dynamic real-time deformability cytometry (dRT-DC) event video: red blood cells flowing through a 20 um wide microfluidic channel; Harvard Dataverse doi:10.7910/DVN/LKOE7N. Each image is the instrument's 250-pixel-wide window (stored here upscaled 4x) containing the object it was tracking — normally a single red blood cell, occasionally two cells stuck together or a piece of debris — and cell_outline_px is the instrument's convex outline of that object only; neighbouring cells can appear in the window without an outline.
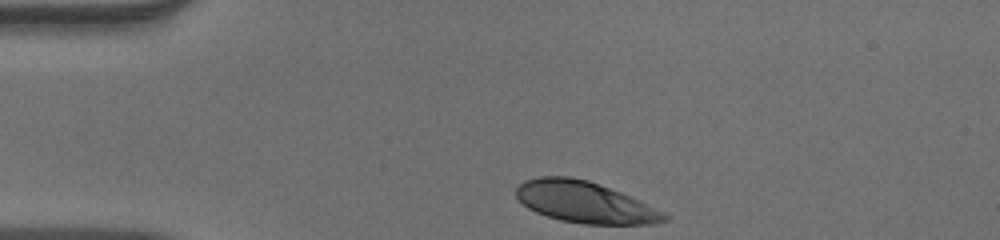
{"species": "human", "species_latin": "Homo sapiens", "temperature_condition": "warm", "stored_images_in_passage": 34, "camera_frame_rate_fps": 3000, "um_per_image_px": 0.085, "donor": {"sex": "male"}, "frame": {"image": 1, "passage_image": 1, "time_ms": 0.0, "image_size_px": [1000, 240], "cell_outline_px": [[668, 220], [652, 224], [584, 224], [560, 220], [536, 212], [528, 208], [516, 196], [516, 188], [524, 180], [540, 176], [568, 176], [588, 180], [620, 192], [668, 216]], "centroid_in_image_um": [49.63, 17.18], "position_along_channel_um": 35.4, "area_um2": 35.03}}
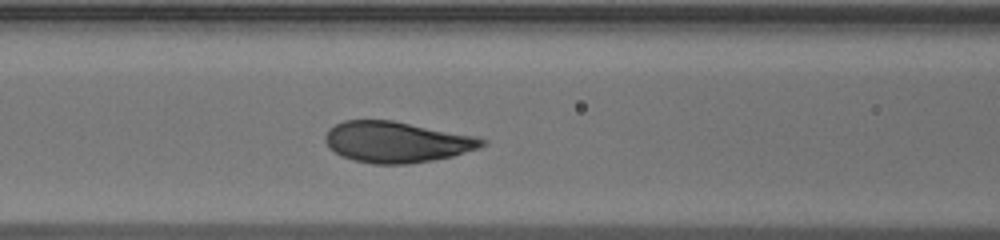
{"frame": {"image": 2, "passage_image": 12, "time_ms": 3.667, "image_size_px": [1000, 240], "cell_outline_px": [[488, 144], [480, 148], [452, 156], [432, 160], [408, 164], [372, 164], [356, 160], [344, 156], [328, 148], [324, 140], [324, 136], [328, 128], [344, 120], [392, 120], [472, 136], [488, 140]], "centroid_in_image_um": [33.69, 12.07], "position_along_channel_um": 132.9, "area_um2": 37.22}}
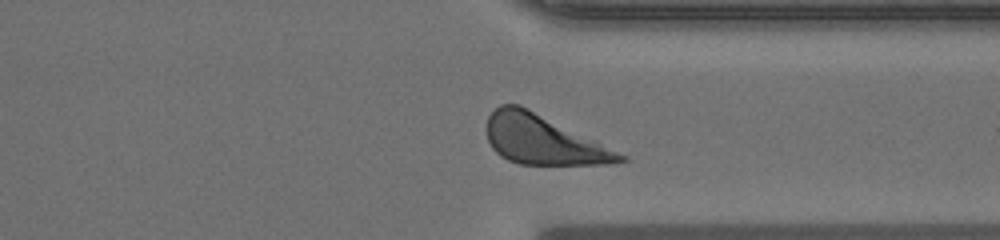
{"frame": {"image": 3, "passage_image": 30, "time_ms": 9.667, "image_size_px": [1000, 240], "cell_outline_px": [[628, 160], [608, 164], [520, 164], [508, 160], [500, 156], [492, 148], [488, 140], [488, 116], [500, 104], [520, 104], [596, 140], [628, 156]], "centroid_in_image_um": [46.18, 11.88], "position_along_channel_um": 365.2, "area_um2": 38.03}, "authors_computed_cell_mechanics": {"area_um2": 37.7723, "velocity_mm_per_s": 3.8766, "shape_relaxation_time_tau1_ms": 2.4943, "shape_relaxation_time_tau2_ms": null, "deformation_change_tau1": 0.1474, "deformation_change_tau2": null}}